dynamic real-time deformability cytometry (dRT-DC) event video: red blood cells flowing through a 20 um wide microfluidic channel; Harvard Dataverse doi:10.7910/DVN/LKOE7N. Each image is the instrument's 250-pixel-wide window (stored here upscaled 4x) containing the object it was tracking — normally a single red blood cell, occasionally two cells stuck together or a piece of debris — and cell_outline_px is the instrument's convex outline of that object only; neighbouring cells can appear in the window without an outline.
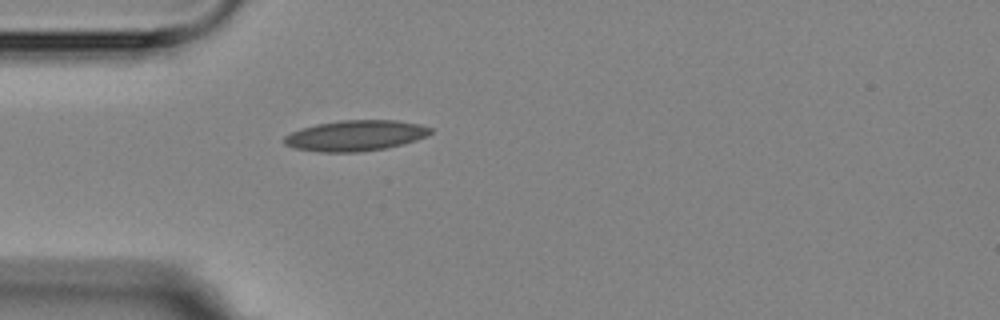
{"species": "Egyptian fruit bat (a non-hibernating species)", "species_latin": "Rousettus aegyptiacus", "temperature_condition": "room temperature", "stored_images_in_passage": 1, "camera_frame_rate_fps": 3000, "um_per_image_px": 0.085, "animal": {"sex": "female"}, "frame": {"image": 1, "passage_image": 1, "time_ms": 0.0, "image_size_px": [1000, 320], "cell_outline_px": [[432, 132], [416, 140], [384, 148], [360, 152], [320, 152], [292, 148], [284, 144], [284, 136], [300, 128], [316, 124], [340, 120], [396, 120], [420, 124], [432, 128]], "centroid_in_image_um": [30.17, 11.52], "position_along_channel_um": 54.8, "area_um2": 26.13}}